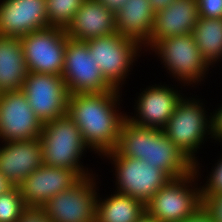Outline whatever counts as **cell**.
I'll use <instances>...</instances> for the list:
<instances>
[{
    "instance_id": "25",
    "label": "cell",
    "mask_w": 222,
    "mask_h": 222,
    "mask_svg": "<svg viewBox=\"0 0 222 222\" xmlns=\"http://www.w3.org/2000/svg\"><path fill=\"white\" fill-rule=\"evenodd\" d=\"M25 207L19 188L13 186L0 195V222H17Z\"/></svg>"
},
{
    "instance_id": "31",
    "label": "cell",
    "mask_w": 222,
    "mask_h": 222,
    "mask_svg": "<svg viewBox=\"0 0 222 222\" xmlns=\"http://www.w3.org/2000/svg\"><path fill=\"white\" fill-rule=\"evenodd\" d=\"M180 222H215L210 211L202 204L188 218Z\"/></svg>"
},
{
    "instance_id": "21",
    "label": "cell",
    "mask_w": 222,
    "mask_h": 222,
    "mask_svg": "<svg viewBox=\"0 0 222 222\" xmlns=\"http://www.w3.org/2000/svg\"><path fill=\"white\" fill-rule=\"evenodd\" d=\"M27 73L20 37L0 36V93L21 90Z\"/></svg>"
},
{
    "instance_id": "9",
    "label": "cell",
    "mask_w": 222,
    "mask_h": 222,
    "mask_svg": "<svg viewBox=\"0 0 222 222\" xmlns=\"http://www.w3.org/2000/svg\"><path fill=\"white\" fill-rule=\"evenodd\" d=\"M98 175L93 173L83 177L70 189L49 199L42 206L48 219L51 222H95L96 200L101 186Z\"/></svg>"
},
{
    "instance_id": "35",
    "label": "cell",
    "mask_w": 222,
    "mask_h": 222,
    "mask_svg": "<svg viewBox=\"0 0 222 222\" xmlns=\"http://www.w3.org/2000/svg\"><path fill=\"white\" fill-rule=\"evenodd\" d=\"M135 222H159L155 218L151 217L147 212L141 215V217Z\"/></svg>"
},
{
    "instance_id": "29",
    "label": "cell",
    "mask_w": 222,
    "mask_h": 222,
    "mask_svg": "<svg viewBox=\"0 0 222 222\" xmlns=\"http://www.w3.org/2000/svg\"><path fill=\"white\" fill-rule=\"evenodd\" d=\"M17 222H51L42 207L26 206Z\"/></svg>"
},
{
    "instance_id": "10",
    "label": "cell",
    "mask_w": 222,
    "mask_h": 222,
    "mask_svg": "<svg viewBox=\"0 0 222 222\" xmlns=\"http://www.w3.org/2000/svg\"><path fill=\"white\" fill-rule=\"evenodd\" d=\"M94 58L89 52L86 41L68 37L61 76L65 81L69 95L103 93L114 89L104 79Z\"/></svg>"
},
{
    "instance_id": "34",
    "label": "cell",
    "mask_w": 222,
    "mask_h": 222,
    "mask_svg": "<svg viewBox=\"0 0 222 222\" xmlns=\"http://www.w3.org/2000/svg\"><path fill=\"white\" fill-rule=\"evenodd\" d=\"M13 187L12 183L0 172V195Z\"/></svg>"
},
{
    "instance_id": "7",
    "label": "cell",
    "mask_w": 222,
    "mask_h": 222,
    "mask_svg": "<svg viewBox=\"0 0 222 222\" xmlns=\"http://www.w3.org/2000/svg\"><path fill=\"white\" fill-rule=\"evenodd\" d=\"M86 42L104 79L114 89L122 91V87L127 84L126 79H130L129 73L133 71L136 61L138 62V58L145 53L144 48L136 41L125 38L117 32L92 38Z\"/></svg>"
},
{
    "instance_id": "17",
    "label": "cell",
    "mask_w": 222,
    "mask_h": 222,
    "mask_svg": "<svg viewBox=\"0 0 222 222\" xmlns=\"http://www.w3.org/2000/svg\"><path fill=\"white\" fill-rule=\"evenodd\" d=\"M42 165V146L39 138L0 142V172L13 186H18Z\"/></svg>"
},
{
    "instance_id": "15",
    "label": "cell",
    "mask_w": 222,
    "mask_h": 222,
    "mask_svg": "<svg viewBox=\"0 0 222 222\" xmlns=\"http://www.w3.org/2000/svg\"><path fill=\"white\" fill-rule=\"evenodd\" d=\"M81 177L69 168L40 166L17 187L26 206L42 207L53 196L70 189Z\"/></svg>"
},
{
    "instance_id": "33",
    "label": "cell",
    "mask_w": 222,
    "mask_h": 222,
    "mask_svg": "<svg viewBox=\"0 0 222 222\" xmlns=\"http://www.w3.org/2000/svg\"><path fill=\"white\" fill-rule=\"evenodd\" d=\"M174 1L175 0H149L150 5L155 13L169 6Z\"/></svg>"
},
{
    "instance_id": "16",
    "label": "cell",
    "mask_w": 222,
    "mask_h": 222,
    "mask_svg": "<svg viewBox=\"0 0 222 222\" xmlns=\"http://www.w3.org/2000/svg\"><path fill=\"white\" fill-rule=\"evenodd\" d=\"M48 27L46 0H0V36L22 37Z\"/></svg>"
},
{
    "instance_id": "12",
    "label": "cell",
    "mask_w": 222,
    "mask_h": 222,
    "mask_svg": "<svg viewBox=\"0 0 222 222\" xmlns=\"http://www.w3.org/2000/svg\"><path fill=\"white\" fill-rule=\"evenodd\" d=\"M21 90L42 123L67 115L69 92L61 75L28 71Z\"/></svg>"
},
{
    "instance_id": "26",
    "label": "cell",
    "mask_w": 222,
    "mask_h": 222,
    "mask_svg": "<svg viewBox=\"0 0 222 222\" xmlns=\"http://www.w3.org/2000/svg\"><path fill=\"white\" fill-rule=\"evenodd\" d=\"M222 155V154H221ZM217 158V162L211 167L208 175L201 182L202 196H211L222 193V156ZM221 157V158H220Z\"/></svg>"
},
{
    "instance_id": "1",
    "label": "cell",
    "mask_w": 222,
    "mask_h": 222,
    "mask_svg": "<svg viewBox=\"0 0 222 222\" xmlns=\"http://www.w3.org/2000/svg\"><path fill=\"white\" fill-rule=\"evenodd\" d=\"M122 91L69 95L67 115L82 132L90 153L99 158L115 150L126 112L121 111Z\"/></svg>"
},
{
    "instance_id": "14",
    "label": "cell",
    "mask_w": 222,
    "mask_h": 222,
    "mask_svg": "<svg viewBox=\"0 0 222 222\" xmlns=\"http://www.w3.org/2000/svg\"><path fill=\"white\" fill-rule=\"evenodd\" d=\"M42 124L22 90L0 93L1 143L39 138Z\"/></svg>"
},
{
    "instance_id": "11",
    "label": "cell",
    "mask_w": 222,
    "mask_h": 222,
    "mask_svg": "<svg viewBox=\"0 0 222 222\" xmlns=\"http://www.w3.org/2000/svg\"><path fill=\"white\" fill-rule=\"evenodd\" d=\"M65 29L48 27L20 37L27 70L61 75L64 67Z\"/></svg>"
},
{
    "instance_id": "3",
    "label": "cell",
    "mask_w": 222,
    "mask_h": 222,
    "mask_svg": "<svg viewBox=\"0 0 222 222\" xmlns=\"http://www.w3.org/2000/svg\"><path fill=\"white\" fill-rule=\"evenodd\" d=\"M39 140L44 165L69 168L81 178L95 173L82 162L89 149L82 132L68 115L43 123Z\"/></svg>"
},
{
    "instance_id": "4",
    "label": "cell",
    "mask_w": 222,
    "mask_h": 222,
    "mask_svg": "<svg viewBox=\"0 0 222 222\" xmlns=\"http://www.w3.org/2000/svg\"><path fill=\"white\" fill-rule=\"evenodd\" d=\"M196 97L199 96L195 95L194 97L192 94V97H187L185 95L162 129L166 137L181 149L194 164L200 160L197 154H199L202 145L210 139L213 142L211 112L208 113L209 108L204 104L203 99Z\"/></svg>"
},
{
    "instance_id": "6",
    "label": "cell",
    "mask_w": 222,
    "mask_h": 222,
    "mask_svg": "<svg viewBox=\"0 0 222 222\" xmlns=\"http://www.w3.org/2000/svg\"><path fill=\"white\" fill-rule=\"evenodd\" d=\"M200 161L188 175L170 179L145 205L146 212L159 222H180L203 204ZM200 183H199V182Z\"/></svg>"
},
{
    "instance_id": "32",
    "label": "cell",
    "mask_w": 222,
    "mask_h": 222,
    "mask_svg": "<svg viewBox=\"0 0 222 222\" xmlns=\"http://www.w3.org/2000/svg\"><path fill=\"white\" fill-rule=\"evenodd\" d=\"M98 1L114 14L117 13L127 2V0H98Z\"/></svg>"
},
{
    "instance_id": "8",
    "label": "cell",
    "mask_w": 222,
    "mask_h": 222,
    "mask_svg": "<svg viewBox=\"0 0 222 222\" xmlns=\"http://www.w3.org/2000/svg\"><path fill=\"white\" fill-rule=\"evenodd\" d=\"M110 160L115 177V192L125 194L146 205L170 180L160 169L140 159L119 156L114 150L103 156Z\"/></svg>"
},
{
    "instance_id": "23",
    "label": "cell",
    "mask_w": 222,
    "mask_h": 222,
    "mask_svg": "<svg viewBox=\"0 0 222 222\" xmlns=\"http://www.w3.org/2000/svg\"><path fill=\"white\" fill-rule=\"evenodd\" d=\"M192 35L203 58L217 68L222 61V18L199 17Z\"/></svg>"
},
{
    "instance_id": "5",
    "label": "cell",
    "mask_w": 222,
    "mask_h": 222,
    "mask_svg": "<svg viewBox=\"0 0 222 222\" xmlns=\"http://www.w3.org/2000/svg\"><path fill=\"white\" fill-rule=\"evenodd\" d=\"M148 53H154L170 78L182 86L197 88L206 82L212 69L199 52L192 33L159 40Z\"/></svg>"
},
{
    "instance_id": "18",
    "label": "cell",
    "mask_w": 222,
    "mask_h": 222,
    "mask_svg": "<svg viewBox=\"0 0 222 222\" xmlns=\"http://www.w3.org/2000/svg\"><path fill=\"white\" fill-rule=\"evenodd\" d=\"M199 19L197 0H175L155 13L150 41L143 47L149 51L159 40L192 33Z\"/></svg>"
},
{
    "instance_id": "13",
    "label": "cell",
    "mask_w": 222,
    "mask_h": 222,
    "mask_svg": "<svg viewBox=\"0 0 222 222\" xmlns=\"http://www.w3.org/2000/svg\"><path fill=\"white\" fill-rule=\"evenodd\" d=\"M158 83L147 85L146 88L140 89V93H136L134 98V114L131 112L129 115L126 113V119L133 124L140 127H148L155 129H163L168 123L169 118L172 116L174 109L181 99L185 96L182 88L169 84ZM173 86V87H171ZM175 86V87H174ZM182 92V93H181ZM138 94V97H137ZM133 114V116H132Z\"/></svg>"
},
{
    "instance_id": "2",
    "label": "cell",
    "mask_w": 222,
    "mask_h": 222,
    "mask_svg": "<svg viewBox=\"0 0 222 222\" xmlns=\"http://www.w3.org/2000/svg\"><path fill=\"white\" fill-rule=\"evenodd\" d=\"M114 151L119 156L147 162L170 179L183 177L195 170V164L166 137L163 130L140 127L128 119L122 122Z\"/></svg>"
},
{
    "instance_id": "27",
    "label": "cell",
    "mask_w": 222,
    "mask_h": 222,
    "mask_svg": "<svg viewBox=\"0 0 222 222\" xmlns=\"http://www.w3.org/2000/svg\"><path fill=\"white\" fill-rule=\"evenodd\" d=\"M199 17L222 18V0H197Z\"/></svg>"
},
{
    "instance_id": "24",
    "label": "cell",
    "mask_w": 222,
    "mask_h": 222,
    "mask_svg": "<svg viewBox=\"0 0 222 222\" xmlns=\"http://www.w3.org/2000/svg\"><path fill=\"white\" fill-rule=\"evenodd\" d=\"M85 0H46L49 27L65 29Z\"/></svg>"
},
{
    "instance_id": "20",
    "label": "cell",
    "mask_w": 222,
    "mask_h": 222,
    "mask_svg": "<svg viewBox=\"0 0 222 222\" xmlns=\"http://www.w3.org/2000/svg\"><path fill=\"white\" fill-rule=\"evenodd\" d=\"M154 17L149 0H127L115 13V30L144 47L150 41Z\"/></svg>"
},
{
    "instance_id": "30",
    "label": "cell",
    "mask_w": 222,
    "mask_h": 222,
    "mask_svg": "<svg viewBox=\"0 0 222 222\" xmlns=\"http://www.w3.org/2000/svg\"><path fill=\"white\" fill-rule=\"evenodd\" d=\"M213 110L211 112L212 140H215L213 143L216 144L218 142L222 145V104L218 105V108L216 106Z\"/></svg>"
},
{
    "instance_id": "22",
    "label": "cell",
    "mask_w": 222,
    "mask_h": 222,
    "mask_svg": "<svg viewBox=\"0 0 222 222\" xmlns=\"http://www.w3.org/2000/svg\"><path fill=\"white\" fill-rule=\"evenodd\" d=\"M144 212L145 205L133 197L114 191L103 198L98 192L95 222H135Z\"/></svg>"
},
{
    "instance_id": "28",
    "label": "cell",
    "mask_w": 222,
    "mask_h": 222,
    "mask_svg": "<svg viewBox=\"0 0 222 222\" xmlns=\"http://www.w3.org/2000/svg\"><path fill=\"white\" fill-rule=\"evenodd\" d=\"M204 206L210 211L215 222H222V193L202 196Z\"/></svg>"
},
{
    "instance_id": "19",
    "label": "cell",
    "mask_w": 222,
    "mask_h": 222,
    "mask_svg": "<svg viewBox=\"0 0 222 222\" xmlns=\"http://www.w3.org/2000/svg\"><path fill=\"white\" fill-rule=\"evenodd\" d=\"M65 31L79 41L114 34L115 14L98 0H85Z\"/></svg>"
}]
</instances>
